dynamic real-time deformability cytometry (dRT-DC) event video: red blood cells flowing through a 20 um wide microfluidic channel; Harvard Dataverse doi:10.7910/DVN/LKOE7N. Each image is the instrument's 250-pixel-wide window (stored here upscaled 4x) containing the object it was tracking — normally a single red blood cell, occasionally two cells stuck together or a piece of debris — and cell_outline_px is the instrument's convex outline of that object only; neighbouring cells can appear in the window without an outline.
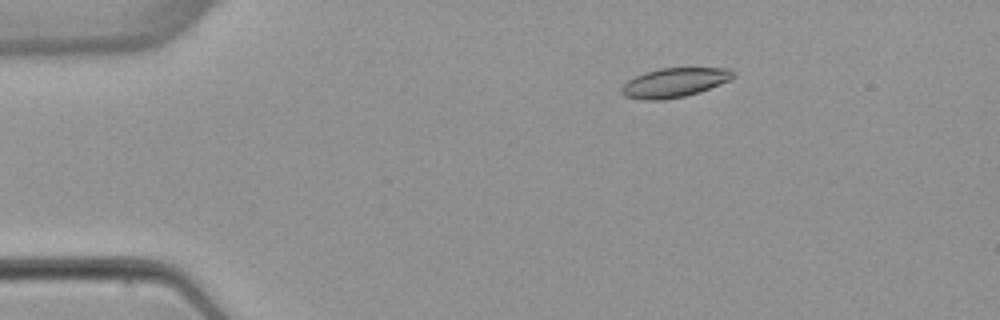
{"species": "common noctule bat (a hibernating species)", "species_latin": "Nyctalus noctula", "temperature_condition": "warm", "stored_images_in_passage": 5, "camera_frame_rate_fps": 3000, "um_per_image_px": 0.085, "animal": {"sex": "female", "body_mass_g": 22.7, "forearm_length_mm": 54.2}, "frame": {"image": 1, "passage_image": 2, "time_ms": 2.667, "image_size_px": [1000, 320], "cell_outline_px": [[736, 76], [720, 84], [700, 92], [684, 96], [664, 100], [644, 100], [624, 96], [620, 92], [620, 88], [628, 80], [644, 72], [660, 68], [728, 68]], "centroid_in_image_um": [57.29, 7.03], "position_along_channel_um": 27.7, "area_um2": 19.02}}